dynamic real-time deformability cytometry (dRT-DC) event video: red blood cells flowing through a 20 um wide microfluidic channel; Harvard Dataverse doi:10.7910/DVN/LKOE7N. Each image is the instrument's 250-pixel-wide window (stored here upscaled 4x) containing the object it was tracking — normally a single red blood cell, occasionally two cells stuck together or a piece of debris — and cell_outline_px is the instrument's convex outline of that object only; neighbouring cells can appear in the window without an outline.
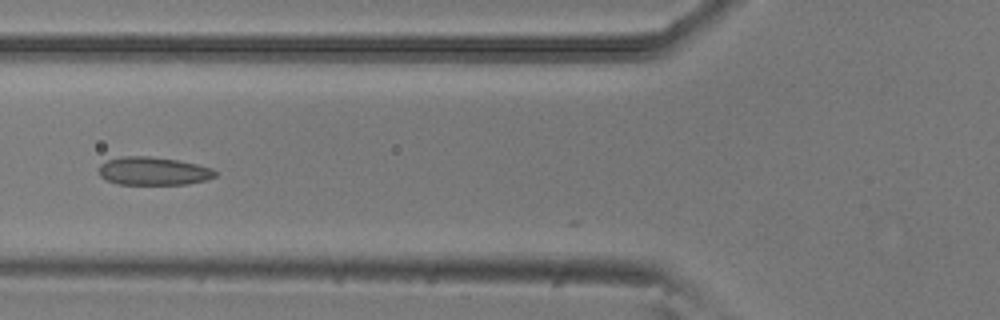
{"species": "common noctule bat (a hibernating species)", "species_latin": "Nyctalus noctula", "temperature_condition": "room temperature", "stored_images_in_passage": 6, "camera_frame_rate_fps": 3000, "um_per_image_px": 0.085, "animal": {"sex": "male", "body_mass_g": 20.5, "forearm_length_mm": 52.5}, "frame": {"image": 1, "passage_image": 6, "time_ms": 1.667, "image_size_px": [1000, 320], "cell_outline_px": [[216, 176], [204, 180], [188, 184], [116, 184], [100, 176], [100, 164], [108, 160], [120, 156], [148, 156], [176, 160], [196, 164], [212, 168], [216, 172]], "centroid_in_image_um": [13.02, 14.54], "position_along_channel_um": 112.8, "area_um2": 18.9}}